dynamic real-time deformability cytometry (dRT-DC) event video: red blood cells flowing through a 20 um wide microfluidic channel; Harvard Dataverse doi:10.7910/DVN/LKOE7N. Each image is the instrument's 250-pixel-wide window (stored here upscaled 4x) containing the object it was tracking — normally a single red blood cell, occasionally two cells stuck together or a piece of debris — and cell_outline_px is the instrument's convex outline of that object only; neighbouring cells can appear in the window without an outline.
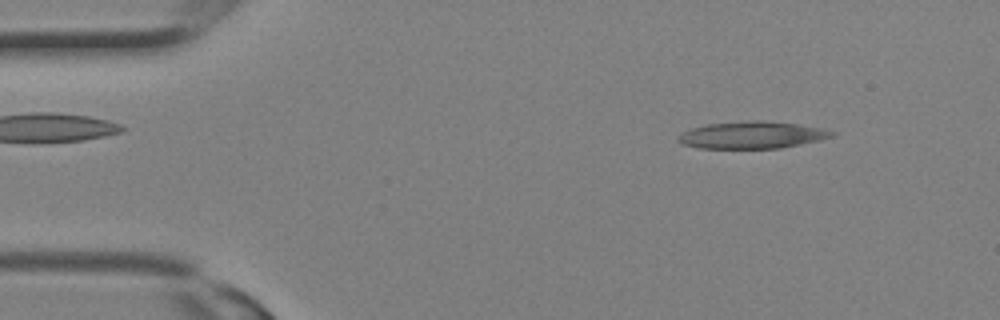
{"species": "Egyptian fruit bat (a non-hibernating species)", "species_latin": "Rousettus aegyptiacus", "temperature_condition": "room temperature", "stored_images_in_passage": 15, "camera_frame_rate_fps": 3000, "um_per_image_px": 0.085, "animal": {"sex": "female"}, "frame": {"image": 1, "passage_image": 3, "time_ms": 0.667, "image_size_px": [1000, 320], "cell_outline_px": [[836, 136], [820, 140], [780, 148], [700, 148], [680, 144], [676, 140], [676, 136], [692, 128], [704, 124], [752, 120], [764, 120], [796, 124], [820, 128], [836, 132]], "centroid_in_image_um": [63.89, 11.47], "position_along_channel_um": 21.1, "area_um2": 24.33}}
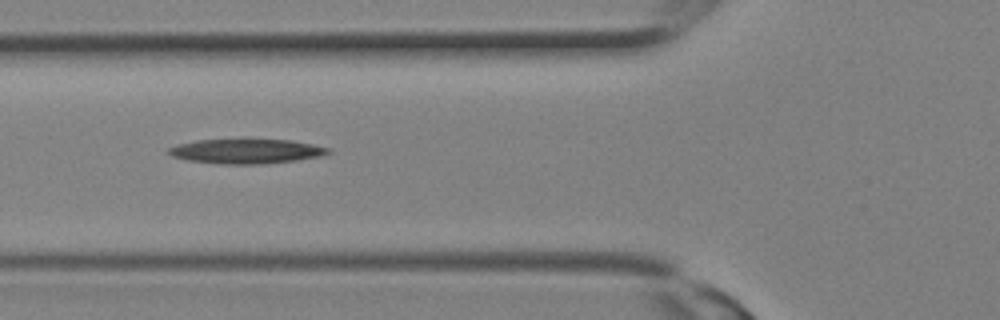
{"frame": {"image": 2, "passage_image": 10, "time_ms": 3.0, "image_size_px": [1000, 320], "cell_outline_px": [[332, 152], [324, 156], [296, 160], [260, 164], [220, 164], [188, 160], [172, 156], [164, 152], [168, 148], [176, 144], [196, 140], [244, 136], [248, 136], [292, 140], [332, 148]], "centroid_in_image_um": [20.93, 12.8], "position_along_channel_um": 104.9, "area_um2": 24.45}}
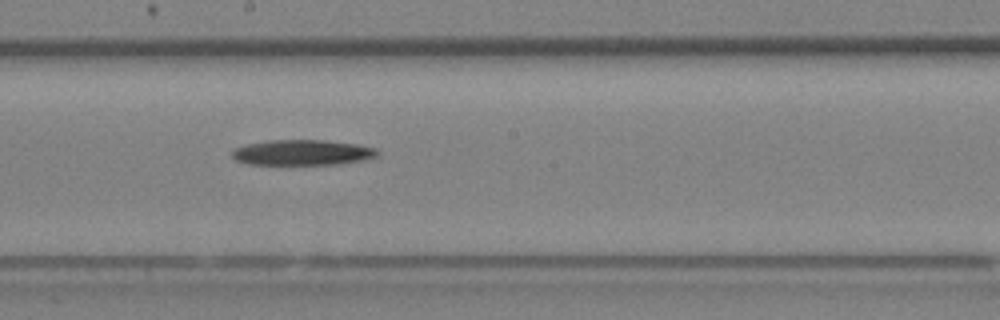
{"frame": {"image": 3, "passage_image": 15, "time_ms": 4.667, "image_size_px": [1000, 320], "cell_outline_px": [[380, 152], [376, 156], [368, 160], [340, 164], [248, 164], [236, 160], [232, 156], [232, 148], [248, 144], [268, 140], [324, 140], [356, 144], [376, 148]], "centroid_in_image_um": [25.73, 12.96], "position_along_channel_um": 222.5, "area_um2": 21.68}}